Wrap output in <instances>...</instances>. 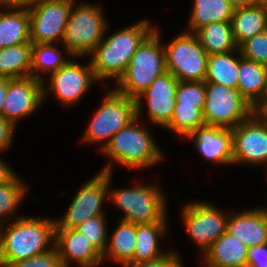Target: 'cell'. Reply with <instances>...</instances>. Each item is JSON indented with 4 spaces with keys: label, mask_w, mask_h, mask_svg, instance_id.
I'll return each mask as SVG.
<instances>
[{
    "label": "cell",
    "mask_w": 267,
    "mask_h": 267,
    "mask_svg": "<svg viewBox=\"0 0 267 267\" xmlns=\"http://www.w3.org/2000/svg\"><path fill=\"white\" fill-rule=\"evenodd\" d=\"M4 225H0V267H9L12 263L50 250L47 248L49 242L55 245L54 219L22 216L6 230Z\"/></svg>",
    "instance_id": "cell-1"
},
{
    "label": "cell",
    "mask_w": 267,
    "mask_h": 267,
    "mask_svg": "<svg viewBox=\"0 0 267 267\" xmlns=\"http://www.w3.org/2000/svg\"><path fill=\"white\" fill-rule=\"evenodd\" d=\"M147 20L137 22L104 38L90 53V63L97 80L114 77L115 83L125 74L139 45L153 31Z\"/></svg>",
    "instance_id": "cell-2"
},
{
    "label": "cell",
    "mask_w": 267,
    "mask_h": 267,
    "mask_svg": "<svg viewBox=\"0 0 267 267\" xmlns=\"http://www.w3.org/2000/svg\"><path fill=\"white\" fill-rule=\"evenodd\" d=\"M139 120L136 117L113 135L111 141L102 150L107 157L109 156L110 161L101 171L112 173L113 163L130 169L145 168L155 165L164 157L150 135V131L145 126L137 124Z\"/></svg>",
    "instance_id": "cell-3"
},
{
    "label": "cell",
    "mask_w": 267,
    "mask_h": 267,
    "mask_svg": "<svg viewBox=\"0 0 267 267\" xmlns=\"http://www.w3.org/2000/svg\"><path fill=\"white\" fill-rule=\"evenodd\" d=\"M159 31L154 30L139 45L125 74L115 89L136 99L161 74L167 71L164 45L160 44Z\"/></svg>",
    "instance_id": "cell-4"
},
{
    "label": "cell",
    "mask_w": 267,
    "mask_h": 267,
    "mask_svg": "<svg viewBox=\"0 0 267 267\" xmlns=\"http://www.w3.org/2000/svg\"><path fill=\"white\" fill-rule=\"evenodd\" d=\"M73 7L64 30L66 53L78 57L90 54L106 34L107 22L99 5L82 3Z\"/></svg>",
    "instance_id": "cell-5"
},
{
    "label": "cell",
    "mask_w": 267,
    "mask_h": 267,
    "mask_svg": "<svg viewBox=\"0 0 267 267\" xmlns=\"http://www.w3.org/2000/svg\"><path fill=\"white\" fill-rule=\"evenodd\" d=\"M135 118L136 100L113 89L106 94L101 106L95 112L82 140L89 143L102 141V151L113 135Z\"/></svg>",
    "instance_id": "cell-6"
},
{
    "label": "cell",
    "mask_w": 267,
    "mask_h": 267,
    "mask_svg": "<svg viewBox=\"0 0 267 267\" xmlns=\"http://www.w3.org/2000/svg\"><path fill=\"white\" fill-rule=\"evenodd\" d=\"M108 197L124 212L121 220L134 224L166 221V201L163 191L154 185L136 186L108 191Z\"/></svg>",
    "instance_id": "cell-7"
},
{
    "label": "cell",
    "mask_w": 267,
    "mask_h": 267,
    "mask_svg": "<svg viewBox=\"0 0 267 267\" xmlns=\"http://www.w3.org/2000/svg\"><path fill=\"white\" fill-rule=\"evenodd\" d=\"M253 114V106L238 89L206 83L203 118L206 125L233 129Z\"/></svg>",
    "instance_id": "cell-8"
},
{
    "label": "cell",
    "mask_w": 267,
    "mask_h": 267,
    "mask_svg": "<svg viewBox=\"0 0 267 267\" xmlns=\"http://www.w3.org/2000/svg\"><path fill=\"white\" fill-rule=\"evenodd\" d=\"M166 69L179 81H205L208 54L194 33L179 34L164 45Z\"/></svg>",
    "instance_id": "cell-9"
},
{
    "label": "cell",
    "mask_w": 267,
    "mask_h": 267,
    "mask_svg": "<svg viewBox=\"0 0 267 267\" xmlns=\"http://www.w3.org/2000/svg\"><path fill=\"white\" fill-rule=\"evenodd\" d=\"M76 0H37L28 8L30 42L52 44L64 34L73 3Z\"/></svg>",
    "instance_id": "cell-10"
},
{
    "label": "cell",
    "mask_w": 267,
    "mask_h": 267,
    "mask_svg": "<svg viewBox=\"0 0 267 267\" xmlns=\"http://www.w3.org/2000/svg\"><path fill=\"white\" fill-rule=\"evenodd\" d=\"M111 173L100 171L75 195L63 219L55 220L56 228H75L97 215H104L102 205L108 198Z\"/></svg>",
    "instance_id": "cell-11"
},
{
    "label": "cell",
    "mask_w": 267,
    "mask_h": 267,
    "mask_svg": "<svg viewBox=\"0 0 267 267\" xmlns=\"http://www.w3.org/2000/svg\"><path fill=\"white\" fill-rule=\"evenodd\" d=\"M183 207L181 212L185 230L204 253L226 232L228 216L206 202L192 201Z\"/></svg>",
    "instance_id": "cell-12"
},
{
    "label": "cell",
    "mask_w": 267,
    "mask_h": 267,
    "mask_svg": "<svg viewBox=\"0 0 267 267\" xmlns=\"http://www.w3.org/2000/svg\"><path fill=\"white\" fill-rule=\"evenodd\" d=\"M46 84L32 76L8 78L2 116L14 126L16 122L31 115L45 101Z\"/></svg>",
    "instance_id": "cell-13"
},
{
    "label": "cell",
    "mask_w": 267,
    "mask_h": 267,
    "mask_svg": "<svg viewBox=\"0 0 267 267\" xmlns=\"http://www.w3.org/2000/svg\"><path fill=\"white\" fill-rule=\"evenodd\" d=\"M233 163L267 166V124L254 114L232 129Z\"/></svg>",
    "instance_id": "cell-14"
},
{
    "label": "cell",
    "mask_w": 267,
    "mask_h": 267,
    "mask_svg": "<svg viewBox=\"0 0 267 267\" xmlns=\"http://www.w3.org/2000/svg\"><path fill=\"white\" fill-rule=\"evenodd\" d=\"M179 80L166 71L158 76L136 100V117L140 118L142 98L147 100L150 122L165 127L171 120Z\"/></svg>",
    "instance_id": "cell-15"
},
{
    "label": "cell",
    "mask_w": 267,
    "mask_h": 267,
    "mask_svg": "<svg viewBox=\"0 0 267 267\" xmlns=\"http://www.w3.org/2000/svg\"><path fill=\"white\" fill-rule=\"evenodd\" d=\"M49 80L48 89L65 105L78 102L88 91L91 83L98 81L91 63L86 67L72 60L51 74Z\"/></svg>",
    "instance_id": "cell-16"
},
{
    "label": "cell",
    "mask_w": 267,
    "mask_h": 267,
    "mask_svg": "<svg viewBox=\"0 0 267 267\" xmlns=\"http://www.w3.org/2000/svg\"><path fill=\"white\" fill-rule=\"evenodd\" d=\"M55 246L62 267H69L71 262L96 267L103 262L102 254L75 228H55Z\"/></svg>",
    "instance_id": "cell-17"
},
{
    "label": "cell",
    "mask_w": 267,
    "mask_h": 267,
    "mask_svg": "<svg viewBox=\"0 0 267 267\" xmlns=\"http://www.w3.org/2000/svg\"><path fill=\"white\" fill-rule=\"evenodd\" d=\"M186 138L194 139L200 155L219 164H233L232 129L205 125L194 130Z\"/></svg>",
    "instance_id": "cell-18"
},
{
    "label": "cell",
    "mask_w": 267,
    "mask_h": 267,
    "mask_svg": "<svg viewBox=\"0 0 267 267\" xmlns=\"http://www.w3.org/2000/svg\"><path fill=\"white\" fill-rule=\"evenodd\" d=\"M239 213V214H238ZM228 215L226 231L247 246L267 243V208H255Z\"/></svg>",
    "instance_id": "cell-19"
},
{
    "label": "cell",
    "mask_w": 267,
    "mask_h": 267,
    "mask_svg": "<svg viewBox=\"0 0 267 267\" xmlns=\"http://www.w3.org/2000/svg\"><path fill=\"white\" fill-rule=\"evenodd\" d=\"M203 254L206 267H246L248 247L226 231Z\"/></svg>",
    "instance_id": "cell-20"
},
{
    "label": "cell",
    "mask_w": 267,
    "mask_h": 267,
    "mask_svg": "<svg viewBox=\"0 0 267 267\" xmlns=\"http://www.w3.org/2000/svg\"><path fill=\"white\" fill-rule=\"evenodd\" d=\"M231 24L234 41L239 47L247 39L267 30V12L260 2L237 8L234 9Z\"/></svg>",
    "instance_id": "cell-21"
},
{
    "label": "cell",
    "mask_w": 267,
    "mask_h": 267,
    "mask_svg": "<svg viewBox=\"0 0 267 267\" xmlns=\"http://www.w3.org/2000/svg\"><path fill=\"white\" fill-rule=\"evenodd\" d=\"M237 89L254 107L267 93V67L243 58L240 53Z\"/></svg>",
    "instance_id": "cell-22"
},
{
    "label": "cell",
    "mask_w": 267,
    "mask_h": 267,
    "mask_svg": "<svg viewBox=\"0 0 267 267\" xmlns=\"http://www.w3.org/2000/svg\"><path fill=\"white\" fill-rule=\"evenodd\" d=\"M8 9L3 13L0 12V49L31 43L28 8L9 7Z\"/></svg>",
    "instance_id": "cell-23"
},
{
    "label": "cell",
    "mask_w": 267,
    "mask_h": 267,
    "mask_svg": "<svg viewBox=\"0 0 267 267\" xmlns=\"http://www.w3.org/2000/svg\"><path fill=\"white\" fill-rule=\"evenodd\" d=\"M166 221L136 224V246L133 262H148L161 259L168 253L158 247L159 236H164Z\"/></svg>",
    "instance_id": "cell-24"
},
{
    "label": "cell",
    "mask_w": 267,
    "mask_h": 267,
    "mask_svg": "<svg viewBox=\"0 0 267 267\" xmlns=\"http://www.w3.org/2000/svg\"><path fill=\"white\" fill-rule=\"evenodd\" d=\"M235 58L231 52L210 54L208 56L205 83H215L237 89L240 65V50Z\"/></svg>",
    "instance_id": "cell-25"
},
{
    "label": "cell",
    "mask_w": 267,
    "mask_h": 267,
    "mask_svg": "<svg viewBox=\"0 0 267 267\" xmlns=\"http://www.w3.org/2000/svg\"><path fill=\"white\" fill-rule=\"evenodd\" d=\"M194 34L208 55L238 51V46L233 38L231 21L210 23Z\"/></svg>",
    "instance_id": "cell-26"
},
{
    "label": "cell",
    "mask_w": 267,
    "mask_h": 267,
    "mask_svg": "<svg viewBox=\"0 0 267 267\" xmlns=\"http://www.w3.org/2000/svg\"><path fill=\"white\" fill-rule=\"evenodd\" d=\"M193 4L189 17L190 33L213 22L232 20L234 8L228 0H194Z\"/></svg>",
    "instance_id": "cell-27"
},
{
    "label": "cell",
    "mask_w": 267,
    "mask_h": 267,
    "mask_svg": "<svg viewBox=\"0 0 267 267\" xmlns=\"http://www.w3.org/2000/svg\"><path fill=\"white\" fill-rule=\"evenodd\" d=\"M32 43H22L0 49V77L31 76Z\"/></svg>",
    "instance_id": "cell-28"
},
{
    "label": "cell",
    "mask_w": 267,
    "mask_h": 267,
    "mask_svg": "<svg viewBox=\"0 0 267 267\" xmlns=\"http://www.w3.org/2000/svg\"><path fill=\"white\" fill-rule=\"evenodd\" d=\"M107 243L106 250L102 255L103 260L112 258L117 264L125 265L133 262L136 246V224L121 220ZM110 242V243H109Z\"/></svg>",
    "instance_id": "cell-29"
},
{
    "label": "cell",
    "mask_w": 267,
    "mask_h": 267,
    "mask_svg": "<svg viewBox=\"0 0 267 267\" xmlns=\"http://www.w3.org/2000/svg\"><path fill=\"white\" fill-rule=\"evenodd\" d=\"M54 44L36 43L32 48L31 76L45 83L40 71L49 72L50 75L63 67L70 59L63 58L61 50Z\"/></svg>",
    "instance_id": "cell-30"
},
{
    "label": "cell",
    "mask_w": 267,
    "mask_h": 267,
    "mask_svg": "<svg viewBox=\"0 0 267 267\" xmlns=\"http://www.w3.org/2000/svg\"><path fill=\"white\" fill-rule=\"evenodd\" d=\"M205 125L203 111L200 108L175 103L173 116L165 128H169L178 137L186 138L194 130Z\"/></svg>",
    "instance_id": "cell-31"
},
{
    "label": "cell",
    "mask_w": 267,
    "mask_h": 267,
    "mask_svg": "<svg viewBox=\"0 0 267 267\" xmlns=\"http://www.w3.org/2000/svg\"><path fill=\"white\" fill-rule=\"evenodd\" d=\"M17 176L10 182L0 185V225L4 223L5 217L15 213L28 190V186L26 187Z\"/></svg>",
    "instance_id": "cell-32"
},
{
    "label": "cell",
    "mask_w": 267,
    "mask_h": 267,
    "mask_svg": "<svg viewBox=\"0 0 267 267\" xmlns=\"http://www.w3.org/2000/svg\"><path fill=\"white\" fill-rule=\"evenodd\" d=\"M205 81H179L176 89L175 101L181 105L195 106L202 111L205 106Z\"/></svg>",
    "instance_id": "cell-33"
},
{
    "label": "cell",
    "mask_w": 267,
    "mask_h": 267,
    "mask_svg": "<svg viewBox=\"0 0 267 267\" xmlns=\"http://www.w3.org/2000/svg\"><path fill=\"white\" fill-rule=\"evenodd\" d=\"M104 215H97L88 219L85 223H82L75 227L80 233H82L87 240L103 255L108 239H107V226Z\"/></svg>",
    "instance_id": "cell-34"
},
{
    "label": "cell",
    "mask_w": 267,
    "mask_h": 267,
    "mask_svg": "<svg viewBox=\"0 0 267 267\" xmlns=\"http://www.w3.org/2000/svg\"><path fill=\"white\" fill-rule=\"evenodd\" d=\"M238 48L243 58L267 67V30L247 39Z\"/></svg>",
    "instance_id": "cell-35"
},
{
    "label": "cell",
    "mask_w": 267,
    "mask_h": 267,
    "mask_svg": "<svg viewBox=\"0 0 267 267\" xmlns=\"http://www.w3.org/2000/svg\"><path fill=\"white\" fill-rule=\"evenodd\" d=\"M50 250L33 257L12 263L9 267H62L58 250L51 245Z\"/></svg>",
    "instance_id": "cell-36"
},
{
    "label": "cell",
    "mask_w": 267,
    "mask_h": 267,
    "mask_svg": "<svg viewBox=\"0 0 267 267\" xmlns=\"http://www.w3.org/2000/svg\"><path fill=\"white\" fill-rule=\"evenodd\" d=\"M177 253L169 252L161 259L148 262H130L125 267H183Z\"/></svg>",
    "instance_id": "cell-37"
},
{
    "label": "cell",
    "mask_w": 267,
    "mask_h": 267,
    "mask_svg": "<svg viewBox=\"0 0 267 267\" xmlns=\"http://www.w3.org/2000/svg\"><path fill=\"white\" fill-rule=\"evenodd\" d=\"M246 267H267V243L248 247Z\"/></svg>",
    "instance_id": "cell-38"
},
{
    "label": "cell",
    "mask_w": 267,
    "mask_h": 267,
    "mask_svg": "<svg viewBox=\"0 0 267 267\" xmlns=\"http://www.w3.org/2000/svg\"><path fill=\"white\" fill-rule=\"evenodd\" d=\"M15 126L3 116L0 117V152L11 146Z\"/></svg>",
    "instance_id": "cell-39"
},
{
    "label": "cell",
    "mask_w": 267,
    "mask_h": 267,
    "mask_svg": "<svg viewBox=\"0 0 267 267\" xmlns=\"http://www.w3.org/2000/svg\"><path fill=\"white\" fill-rule=\"evenodd\" d=\"M253 114L263 123L267 124V93L253 107Z\"/></svg>",
    "instance_id": "cell-40"
},
{
    "label": "cell",
    "mask_w": 267,
    "mask_h": 267,
    "mask_svg": "<svg viewBox=\"0 0 267 267\" xmlns=\"http://www.w3.org/2000/svg\"><path fill=\"white\" fill-rule=\"evenodd\" d=\"M16 173L9 167V164L0 160V185L10 182Z\"/></svg>",
    "instance_id": "cell-41"
},
{
    "label": "cell",
    "mask_w": 267,
    "mask_h": 267,
    "mask_svg": "<svg viewBox=\"0 0 267 267\" xmlns=\"http://www.w3.org/2000/svg\"><path fill=\"white\" fill-rule=\"evenodd\" d=\"M37 0H0V8L5 6L6 9L9 7L13 8H29Z\"/></svg>",
    "instance_id": "cell-42"
},
{
    "label": "cell",
    "mask_w": 267,
    "mask_h": 267,
    "mask_svg": "<svg viewBox=\"0 0 267 267\" xmlns=\"http://www.w3.org/2000/svg\"><path fill=\"white\" fill-rule=\"evenodd\" d=\"M8 88V77H0V117H2L3 104Z\"/></svg>",
    "instance_id": "cell-43"
},
{
    "label": "cell",
    "mask_w": 267,
    "mask_h": 267,
    "mask_svg": "<svg viewBox=\"0 0 267 267\" xmlns=\"http://www.w3.org/2000/svg\"><path fill=\"white\" fill-rule=\"evenodd\" d=\"M228 2L233 6L234 9H237L255 5L259 3L260 0H228Z\"/></svg>",
    "instance_id": "cell-44"
},
{
    "label": "cell",
    "mask_w": 267,
    "mask_h": 267,
    "mask_svg": "<svg viewBox=\"0 0 267 267\" xmlns=\"http://www.w3.org/2000/svg\"><path fill=\"white\" fill-rule=\"evenodd\" d=\"M260 3L262 4V6L264 7V9L267 12V0H260Z\"/></svg>",
    "instance_id": "cell-45"
}]
</instances>
